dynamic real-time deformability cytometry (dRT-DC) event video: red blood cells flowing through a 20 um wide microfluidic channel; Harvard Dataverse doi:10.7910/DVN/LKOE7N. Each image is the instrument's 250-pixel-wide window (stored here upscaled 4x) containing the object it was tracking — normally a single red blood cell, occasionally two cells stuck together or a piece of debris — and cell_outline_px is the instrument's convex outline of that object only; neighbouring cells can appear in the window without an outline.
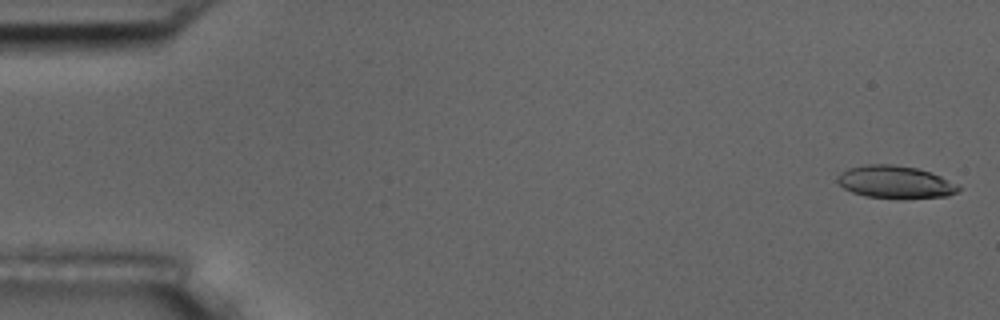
{"species": "common noctule bat (a hibernating species)", "species_latin": "Nyctalus noctula", "temperature_condition": "room temperature", "stored_images_in_passage": 6, "camera_frame_rate_fps": 3000, "um_per_image_px": 0.085, "animal": {"sex": "male", "body_mass_g": 17.5, "forearm_length_mm": 52.3}, "frame": {"image": 1, "passage_image": 1, "time_ms": 0.0, "image_size_px": [1000, 320], "cell_outline_px": [[960, 188], [956, 192], [948, 196], [864, 196], [852, 192], [844, 188], [836, 180], [836, 176], [840, 172], [848, 168], [868, 164], [892, 164], [916, 168], [940, 176], [960, 184]], "centroid_in_image_um": [76.05, 15.43], "position_along_channel_um": 8.9, "area_um2": 22.2}}